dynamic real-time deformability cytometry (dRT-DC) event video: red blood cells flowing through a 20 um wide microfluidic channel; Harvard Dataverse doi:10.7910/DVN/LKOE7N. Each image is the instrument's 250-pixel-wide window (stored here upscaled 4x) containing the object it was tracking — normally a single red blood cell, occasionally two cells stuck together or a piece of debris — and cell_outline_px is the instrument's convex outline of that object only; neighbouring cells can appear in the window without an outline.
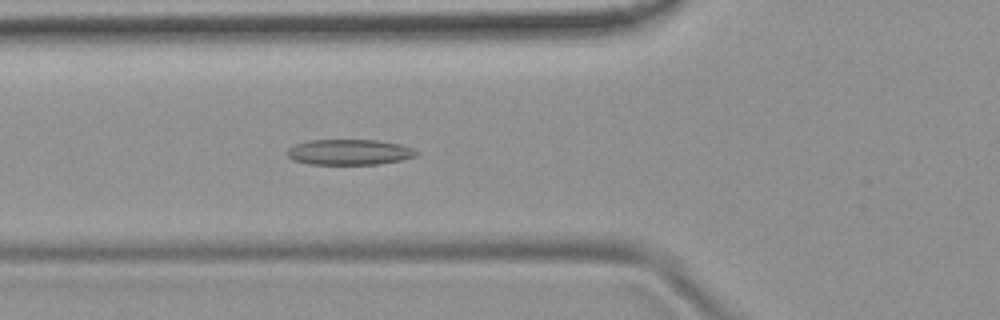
{"species": "common noctule bat (a hibernating species)", "species_latin": "Nyctalus noctula", "temperature_condition": "room temperature", "stored_images_in_passage": 52, "camera_frame_rate_fps": 3000, "um_per_image_px": 0.085, "animal": {"sex": "female", "body_mass_g": 19.9}, "frame": {"image": 1, "passage_image": 19, "time_ms": 6.0, "image_size_px": [1000, 320], "cell_outline_px": [[420, 152], [416, 156], [400, 160], [376, 164], [308, 164], [292, 160], [284, 152], [288, 148], [296, 144], [308, 140], [376, 140], [400, 144], [412, 148]], "centroid_in_image_um": [29.65, 12.93], "position_along_channel_um": 96.1, "area_um2": 19.31}}
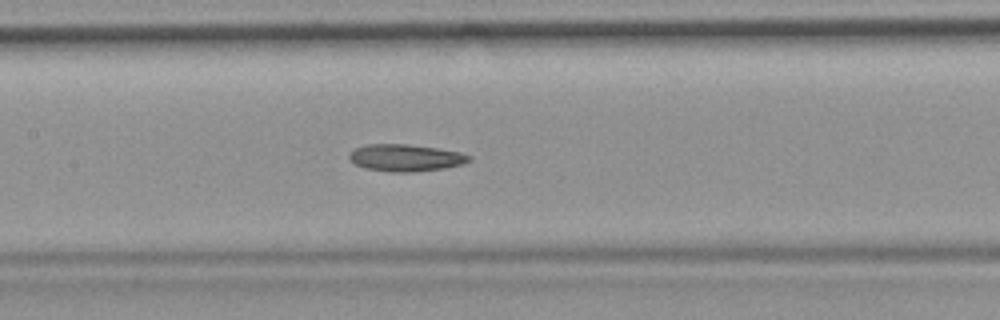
{"frame": {"image": 2, "passage_image": 25, "time_ms": 8.0, "image_size_px": [1000, 320], "cell_outline_px": [[472, 160], [464, 164], [444, 168], [412, 172], [388, 172], [364, 168], [356, 164], [348, 156], [356, 148], [368, 144], [408, 144], [436, 148], [460, 152], [472, 156]], "centroid_in_image_um": [34.52, 13.42], "position_along_channel_um": 172.9, "area_um2": 18.84}}
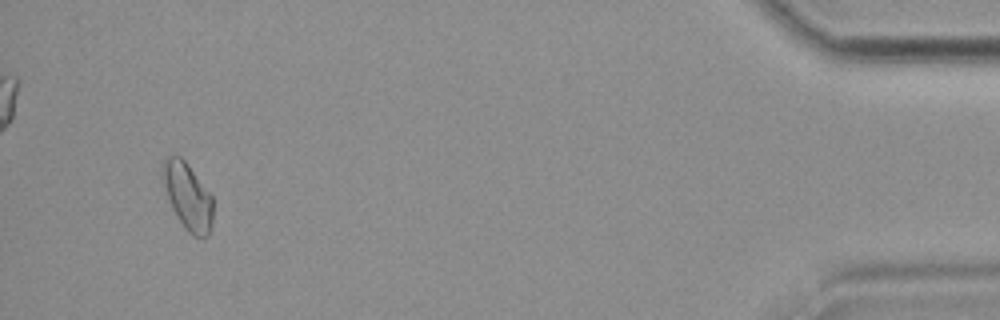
{"frame": {"image": 3, "passage_image": 50, "time_ms": 16.333, "image_size_px": [1000, 320], "cell_outline_px": [[212, 224], [208, 236], [192, 236], [184, 228], [172, 208], [168, 200], [160, 180], [160, 176], [164, 160], [168, 156], [180, 156], [184, 160], [212, 196]], "centroid_in_image_um": [15.91, 16.69], "position_along_channel_um": 419.3, "area_um2": 19.59}, "authors_computed_cell_mechanics": {"area_um2": 18.785, "velocity_mm_per_s": 3.8263, "shape_relaxation_time_tau1_ms": 5.113, "shape_relaxation_time_tau2_ms": null, "deformation_change_tau1": 0.1007, "deformation_change_tau2": null}}